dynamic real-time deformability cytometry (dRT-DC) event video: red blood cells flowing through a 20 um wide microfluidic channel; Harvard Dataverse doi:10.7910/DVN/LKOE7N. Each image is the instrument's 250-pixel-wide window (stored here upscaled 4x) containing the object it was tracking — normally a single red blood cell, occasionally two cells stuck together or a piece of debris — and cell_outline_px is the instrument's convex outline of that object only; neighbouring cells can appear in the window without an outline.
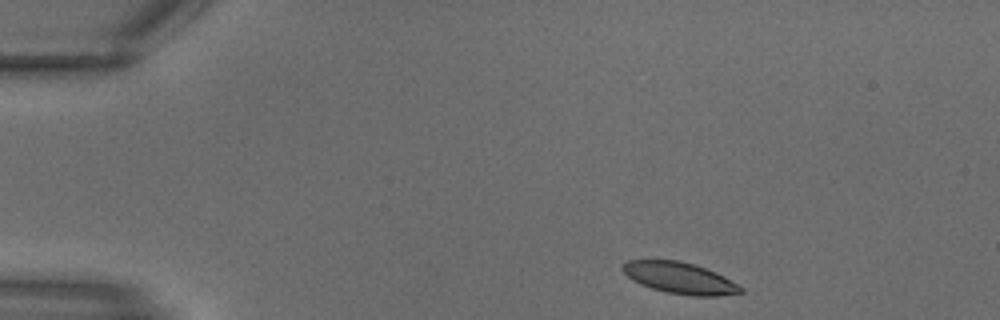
{"species": "common noctule bat (a hibernating species)", "species_latin": "Nyctalus noctula", "temperature_condition": "warm", "stored_images_in_passage": 11, "camera_frame_rate_fps": 3000, "um_per_image_px": 0.085, "animal": {"sex": "male", "body_mass_g": 18.8}, "frame": {"image": 1, "passage_image": 1, "time_ms": 0.0, "image_size_px": [1000, 320], "cell_outline_px": [[744, 292], [720, 296], [692, 296], [668, 292], [652, 288], [640, 284], [632, 280], [620, 268], [628, 260], [680, 260], [716, 272], [724, 276], [744, 288]], "centroid_in_image_um": [57.8, 23.63], "position_along_channel_um": 27.2, "area_um2": 21.5}}
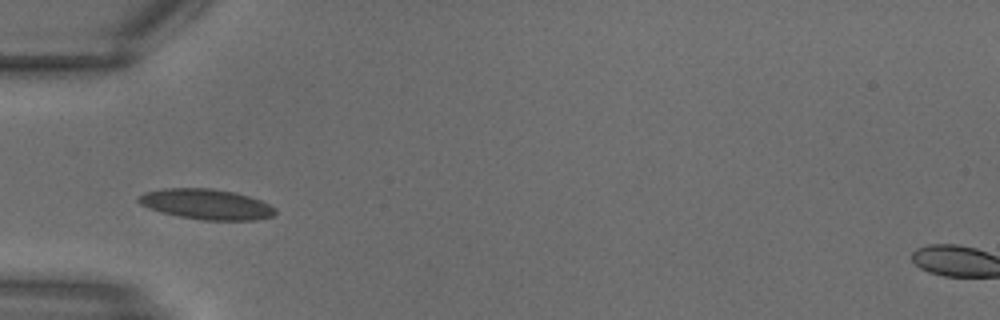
{"frame": {"image": 2, "passage_image": 6, "time_ms": 1.667, "image_size_px": [1000, 320], "cell_outline_px": [[276, 212], [272, 216], [256, 220], [204, 220], [180, 216], [164, 212], [140, 204], [136, 200], [136, 196], [144, 192], [164, 188], [212, 188], [236, 192], [260, 200], [276, 208]], "centroid_in_image_um": [17.54, 17.34], "position_along_channel_um": 67.5, "area_um2": 24.1}}
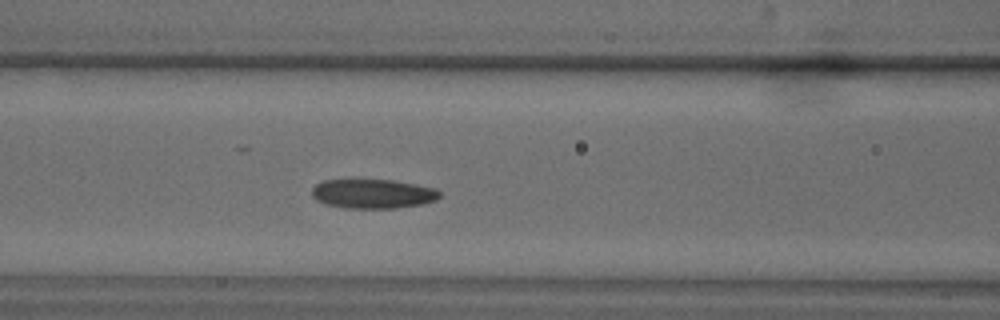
{"frame": {"image": 3, "passage_image": 9, "time_ms": 2.667, "image_size_px": [1000, 320], "cell_outline_px": [[440, 196], [436, 200], [424, 204], [396, 208], [348, 208], [324, 204], [316, 200], [312, 196], [312, 188], [316, 184], [324, 180], [392, 180], [436, 188], [440, 192]], "centroid_in_image_um": [31.7, 16.48], "position_along_channel_um": 134.9, "area_um2": 21.85}}